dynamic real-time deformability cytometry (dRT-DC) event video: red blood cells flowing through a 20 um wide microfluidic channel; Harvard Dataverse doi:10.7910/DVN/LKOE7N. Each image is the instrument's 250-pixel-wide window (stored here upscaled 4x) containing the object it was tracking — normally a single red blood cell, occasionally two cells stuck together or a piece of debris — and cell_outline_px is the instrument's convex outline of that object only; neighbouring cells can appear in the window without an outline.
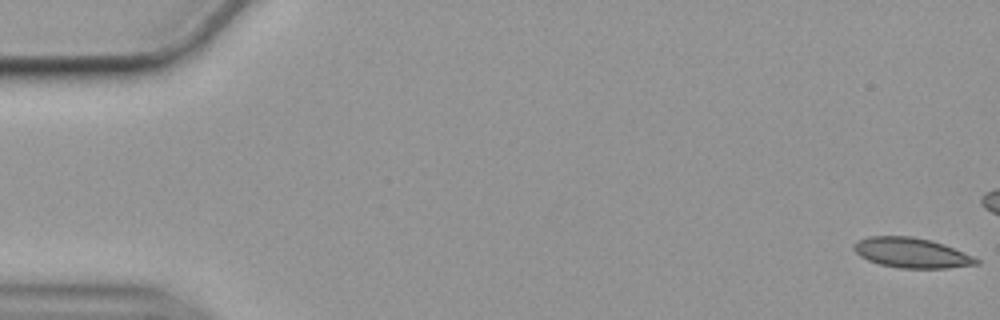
{"species": "common noctule bat (a hibernating species)", "species_latin": "Nyctalus noctula", "temperature_condition": "cold", "stored_images_in_passage": 46, "camera_frame_rate_fps": 3000, "um_per_image_px": 0.085, "animal": {"sex": "female", "body_mass_g": 19.9}, "frame": {"image": 1, "passage_image": 1, "time_ms": 0.0, "image_size_px": [1000, 320], "cell_outline_px": [[980, 264], [948, 268], [900, 268], [880, 264], [868, 260], [860, 256], [852, 248], [852, 244], [868, 236], [912, 236], [932, 240], [944, 244], [964, 252], [980, 260]], "centroid_in_image_um": [77.49, 21.48], "position_along_channel_um": 7.5, "area_um2": 21.5}}
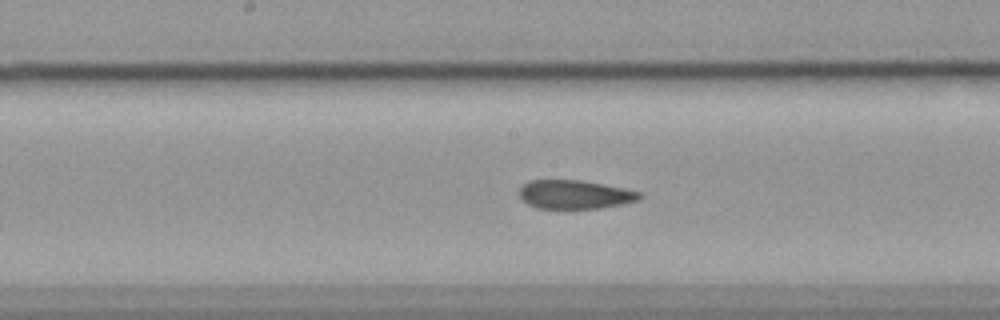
{"frame": {"image": 2, "passage_image": 29, "time_ms": 9.333, "image_size_px": [1000, 320], "cell_outline_px": [[644, 196], [640, 200], [600, 208], [536, 208], [528, 204], [520, 196], [520, 188], [528, 180], [580, 180], [604, 184], [644, 192]], "centroid_in_image_um": [48.91, 16.52], "position_along_channel_um": 199.3, "area_um2": 20.17}}
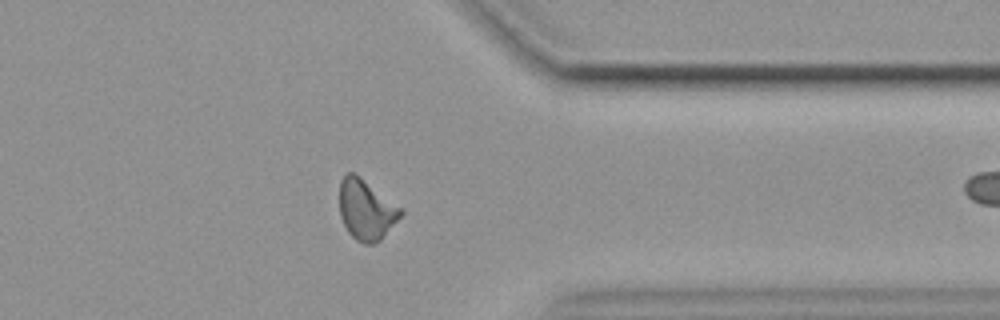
{"frame": {"image": 3, "passage_image": 45, "time_ms": 14.667, "image_size_px": [1000, 320], "cell_outline_px": [[404, 212], [380, 240], [376, 244], [364, 244], [356, 240], [348, 232], [340, 216], [340, 180], [348, 172], [352, 172], [360, 176], [404, 208]], "centroid_in_image_um": [31.15, 17.82], "position_along_channel_um": 380.3, "area_um2": 21.68}}